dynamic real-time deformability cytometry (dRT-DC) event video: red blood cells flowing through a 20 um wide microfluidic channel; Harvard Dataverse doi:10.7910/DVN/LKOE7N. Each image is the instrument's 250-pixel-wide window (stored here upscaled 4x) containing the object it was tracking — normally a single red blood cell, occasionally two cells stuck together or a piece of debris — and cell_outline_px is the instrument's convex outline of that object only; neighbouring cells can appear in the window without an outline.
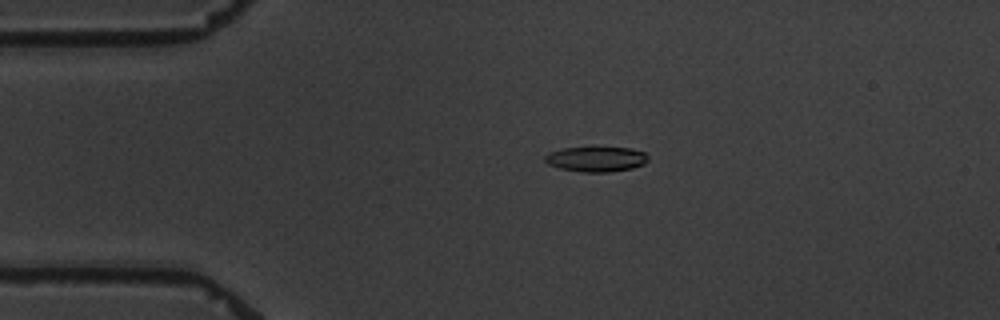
{"species": "common noctule bat (a hibernating species)", "species_latin": "Nyctalus noctula", "temperature_condition": "warm", "stored_images_in_passage": 5, "camera_frame_rate_fps": 3000, "um_per_image_px": 0.085, "animal": {"sex": "male", "body_mass_g": 19.5, "forearm_length_mm": 54.6}, "frame": {"image": 1, "passage_image": 3, "time_ms": 2.333, "image_size_px": [1000, 320], "cell_outline_px": [[648, 160], [644, 164], [632, 168], [608, 172], [584, 172], [560, 168], [548, 164], [544, 160], [544, 156], [548, 152], [564, 148], [632, 148], [644, 152], [648, 156]], "centroid_in_image_um": [50.67, 13.52], "position_along_channel_um": 34.3, "area_um2": 14.97}}